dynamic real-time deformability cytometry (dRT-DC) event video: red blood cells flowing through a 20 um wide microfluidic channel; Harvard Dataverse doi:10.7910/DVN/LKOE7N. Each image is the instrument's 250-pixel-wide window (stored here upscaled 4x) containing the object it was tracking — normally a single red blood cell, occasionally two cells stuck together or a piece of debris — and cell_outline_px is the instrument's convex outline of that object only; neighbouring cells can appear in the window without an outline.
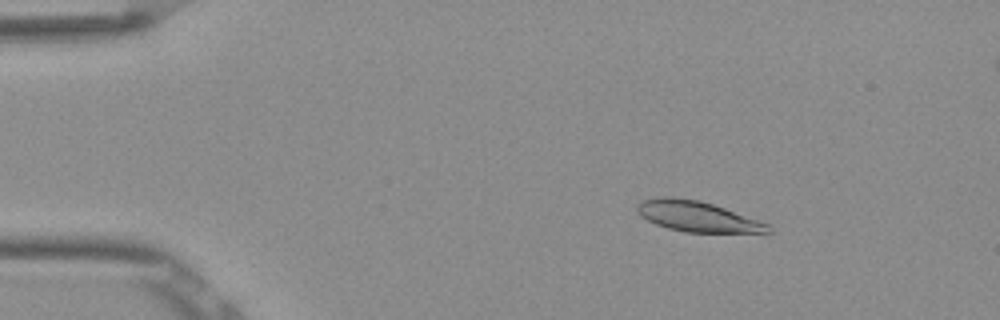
{"species": "Egyptian fruit bat (a non-hibernating species)", "species_latin": "Rousettus aegyptiacus", "temperature_condition": "room temperature", "stored_images_in_passage": 53, "camera_frame_rate_fps": 3000, "um_per_image_px": 0.085, "frame": {"image": 1, "passage_image": 9, "time_ms": 2.667, "image_size_px": [1000, 320], "cell_outline_px": [[772, 232], [684, 232], [668, 228], [656, 224], [640, 216], [636, 212], [636, 204], [640, 200], [660, 196], [672, 196], [700, 200], [724, 208], [768, 224], [772, 228]], "centroid_in_image_um": [59.18, 18.37], "position_along_channel_um": 25.8, "area_um2": 23.24}}
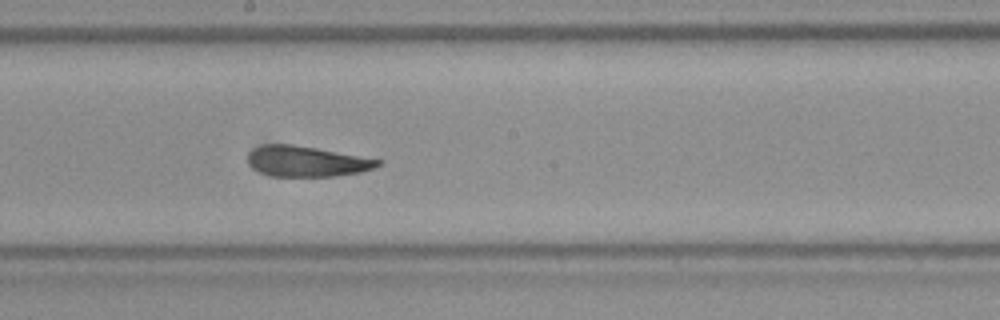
{"frame": {"image": 2, "passage_image": 30, "time_ms": 9.667, "image_size_px": [1000, 320], "cell_outline_px": [[384, 164], [360, 172], [336, 176], [272, 176], [260, 172], [252, 168], [248, 164], [248, 152], [252, 148], [264, 144], [292, 144], [316, 148], [384, 160]], "centroid_in_image_um": [26.06, 13.71], "position_along_channel_um": 222.1, "area_um2": 23.29}}
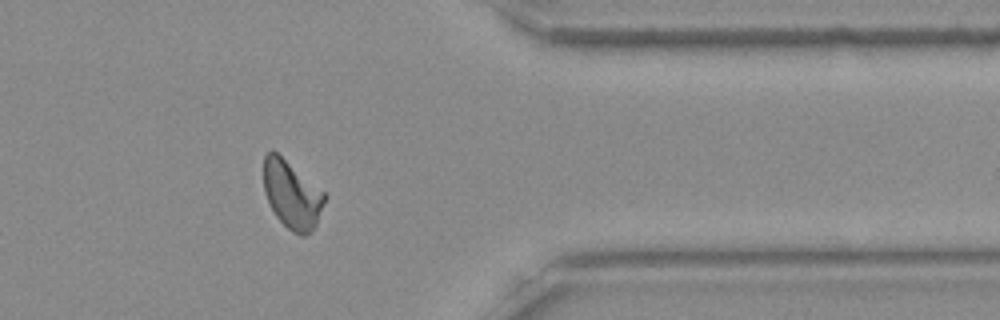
{"frame": {"image": 3, "passage_image": 44, "time_ms": 14.333, "image_size_px": [1000, 320], "cell_outline_px": [[328, 196], [316, 228], [304, 236], [300, 236], [292, 232], [276, 216], [264, 192], [264, 156], [268, 152], [276, 152], [324, 192]], "centroid_in_image_um": [24.85, 16.6], "position_along_channel_um": 386.5, "area_um2": 23.93}, "authors_computed_cell_mechanics": {"area_um2": 23.987, "velocity_mm_per_s": 3.8524, "shape_relaxation_time_tau1_ms": 9.4723, "shape_relaxation_time_tau2_ms": 2.9893, "deformation_change_tau1": 0.2216, "deformation_change_tau2": 0.0975}}